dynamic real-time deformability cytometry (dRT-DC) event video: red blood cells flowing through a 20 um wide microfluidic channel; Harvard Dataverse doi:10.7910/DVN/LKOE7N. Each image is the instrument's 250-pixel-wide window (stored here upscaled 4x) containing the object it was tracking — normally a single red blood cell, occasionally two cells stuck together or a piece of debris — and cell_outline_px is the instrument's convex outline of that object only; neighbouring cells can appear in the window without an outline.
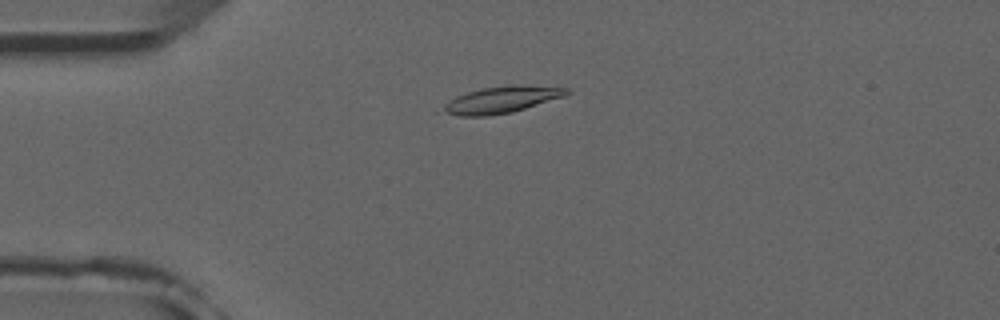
{"species": "common noctule bat (a hibernating species)", "species_latin": "Nyctalus noctula", "temperature_condition": "room temperature", "stored_images_in_passage": 4, "camera_frame_rate_fps": 3000, "um_per_image_px": 0.085, "animal": {"sex": "male", "forearm_length_mm": 52.5}, "frame": {"image": 1, "passage_image": 3, "time_ms": 2.333, "image_size_px": [1000, 320], "cell_outline_px": [[572, 92], [564, 96], [512, 112], [484, 116], [460, 116], [432, 112], [448, 100], [456, 96], [480, 88], [512, 84], [524, 84], [568, 88]], "centroid_in_image_um": [42.51, 8.48], "position_along_channel_um": 42.5, "area_um2": 19.77}}